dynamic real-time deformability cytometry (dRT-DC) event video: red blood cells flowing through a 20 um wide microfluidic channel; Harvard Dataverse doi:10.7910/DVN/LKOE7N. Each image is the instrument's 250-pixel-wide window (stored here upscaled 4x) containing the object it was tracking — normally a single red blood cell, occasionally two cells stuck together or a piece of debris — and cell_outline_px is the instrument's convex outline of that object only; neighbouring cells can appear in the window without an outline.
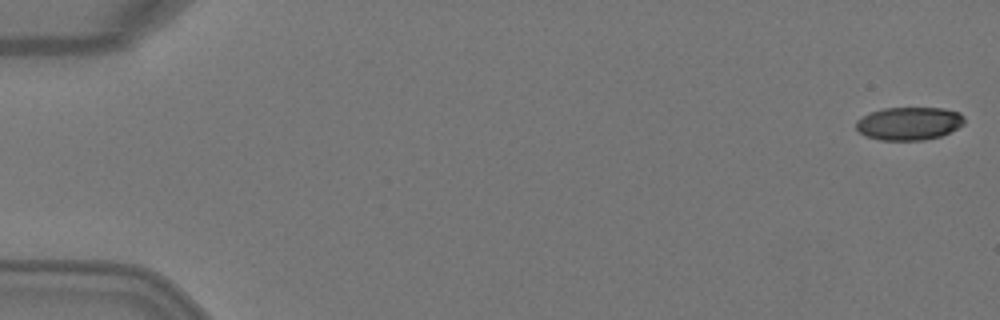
{"species": "Egyptian fruit bat (a non-hibernating species)", "species_latin": "Rousettus aegyptiacus", "temperature_condition": "warm", "stored_images_in_passage": 2, "segment_of_instrument_passage": [2, 2], "camera_frame_rate_fps": 3000, "um_per_image_px": 0.085, "animal": {"sex": "female"}, "frame": {"image": 1, "passage_image": 2, "time_ms": 0.333, "image_size_px": [1000, 320], "cell_outline_px": [[964, 124], [940, 136], [924, 140], [880, 140], [864, 136], [856, 128], [856, 120], [872, 112], [884, 108], [944, 108], [960, 112], [964, 116]], "centroid_in_image_um": [77.27, 10.49], "position_along_channel_um": 7.7, "area_um2": 20.81}}